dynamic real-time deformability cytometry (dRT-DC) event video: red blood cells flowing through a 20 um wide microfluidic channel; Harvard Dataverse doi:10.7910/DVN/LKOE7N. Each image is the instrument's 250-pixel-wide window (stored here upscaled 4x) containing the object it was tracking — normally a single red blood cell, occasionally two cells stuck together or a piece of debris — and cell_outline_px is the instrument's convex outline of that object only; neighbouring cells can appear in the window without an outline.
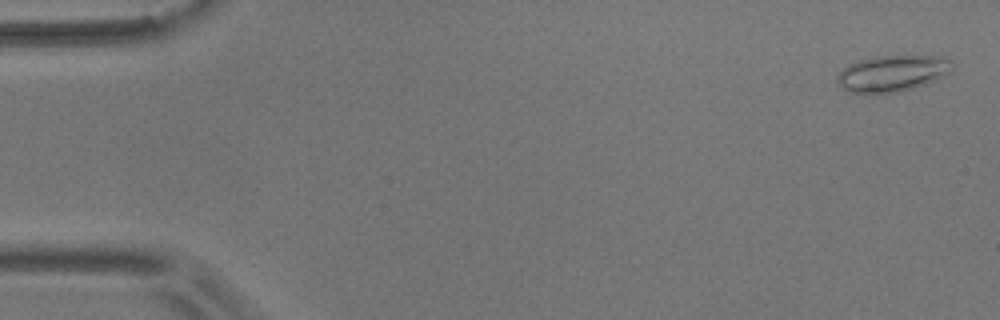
{"species": "common noctule bat (a hibernating species)", "species_latin": "Nyctalus noctula", "temperature_condition": "room temperature", "stored_images_in_passage": 55, "camera_frame_rate_fps": 3000, "um_per_image_px": 0.085, "animal": {"sex": "male", "body_mass_g": 17.9}, "frame": {"image": 1, "passage_image": 2, "time_ms": 0.333, "image_size_px": [1000, 320], "cell_outline_px": [[956, 64], [948, 72], [924, 84], [912, 88], [896, 92], [848, 92], [840, 84], [836, 76], [844, 68], [860, 60], [876, 56], [940, 56], [952, 60]], "centroid_in_image_um": [75.88, 6.21], "position_along_channel_um": 9.1, "area_um2": 23.64}}
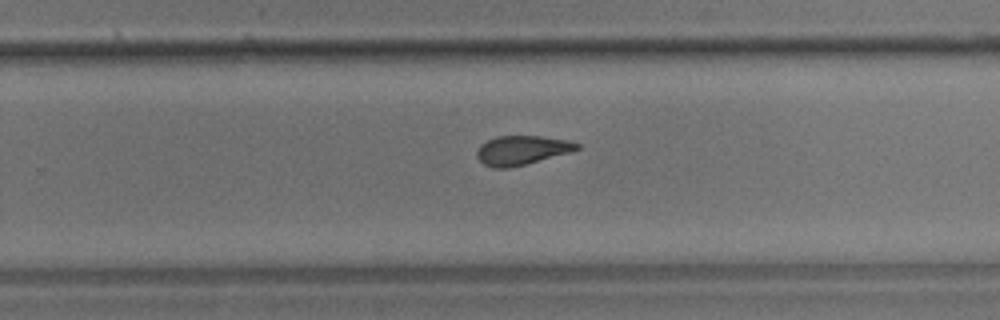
{"frame": {"image": 2, "passage_image": 35, "time_ms": 11.333, "image_size_px": [1000, 320], "cell_outline_px": [[580, 148], [568, 152], [524, 164], [508, 168], [492, 168], [484, 164], [476, 156], [476, 152], [480, 144], [496, 136], [540, 136], [568, 140], [580, 144]], "centroid_in_image_um": [44.3, 12.76], "position_along_channel_um": 285.5, "area_um2": 16.76}}
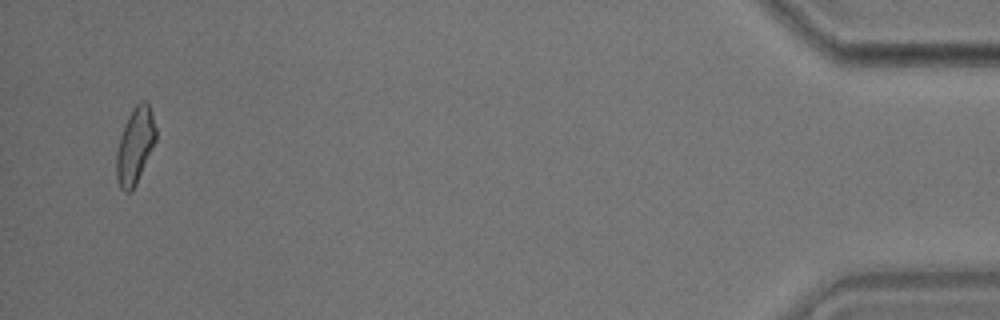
{"frame": {"image": 3, "passage_image": 53, "time_ms": 17.333, "image_size_px": [1000, 320], "cell_outline_px": [[156, 140], [136, 184], [132, 192], [124, 192], [120, 188], [116, 176], [116, 152], [120, 136], [128, 116], [136, 104], [140, 100], [144, 100], [148, 104], [156, 128]], "centroid_in_image_um": [11.47, 12.41], "position_along_channel_um": 423.7, "area_um2": 17.4}, "authors_computed_cell_mechanics": {"area_um2": 17.8024, "velocity_mm_per_s": 3.6666, "shape_relaxation_time_tau1_ms": null, "shape_relaxation_time_tau2_ms": 2.3711, "deformation_change_tau1": null, "deformation_change_tau2": 0.1023}}